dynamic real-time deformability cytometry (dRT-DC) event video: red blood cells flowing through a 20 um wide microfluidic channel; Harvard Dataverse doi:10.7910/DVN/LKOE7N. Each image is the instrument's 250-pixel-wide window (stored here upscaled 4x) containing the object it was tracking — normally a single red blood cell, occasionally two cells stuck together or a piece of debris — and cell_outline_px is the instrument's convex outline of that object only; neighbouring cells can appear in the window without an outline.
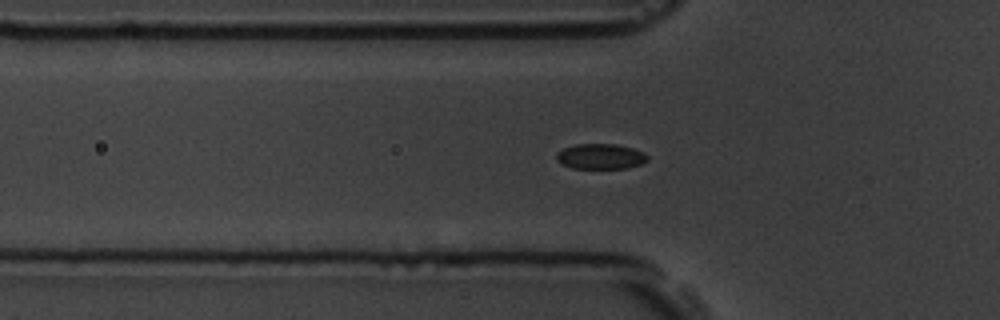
{"species": "common noctule bat (a hibernating species)", "species_latin": "Nyctalus noctula", "temperature_condition": "room temperature", "stored_images_in_passage": 59, "camera_frame_rate_fps": 3000, "um_per_image_px": 0.085, "animal": {"sex": "male", "body_mass_g": 19.5, "forearm_length_mm": 54.6}, "frame": {"image": 1, "passage_image": 19, "time_ms": 6.0, "image_size_px": [1000, 320], "cell_outline_px": [[648, 160], [640, 164], [628, 168], [572, 168], [560, 164], [556, 160], [556, 152], [564, 148], [576, 144], [616, 144], [632, 148], [644, 152], [648, 156]], "centroid_in_image_um": [51.02, 13.3], "position_along_channel_um": 74.8, "area_um2": 13.53}}
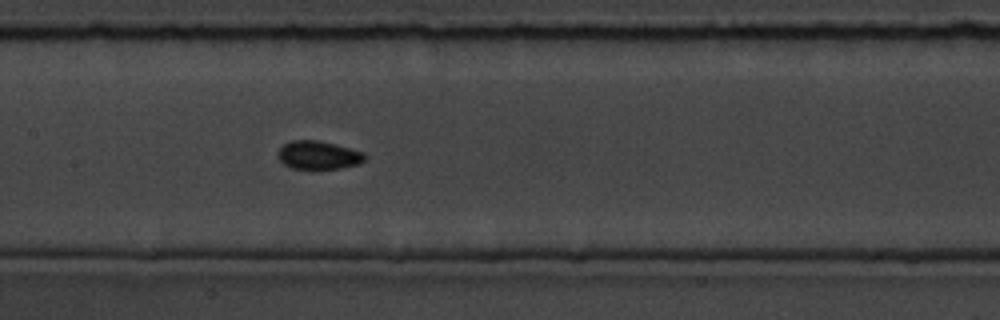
{"frame": {"image": 2, "passage_image": 28, "time_ms": 9.0, "image_size_px": [1000, 320], "cell_outline_px": [[368, 156], [360, 164], [340, 168], [292, 168], [284, 164], [276, 156], [276, 152], [284, 144], [292, 140], [320, 140], [336, 144], [364, 152]], "centroid_in_image_um": [27.08, 13.17], "position_along_channel_um": 180.3, "area_um2": 14.45}}
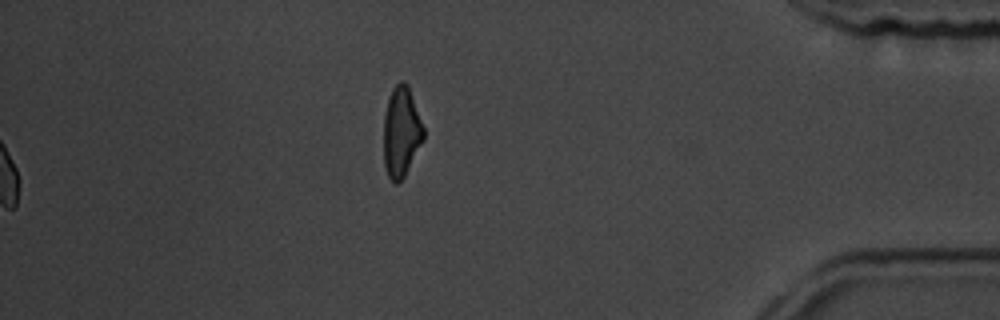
{"frame": {"image": 3, "passage_image": 59, "time_ms": 19.333, "image_size_px": [1000, 320], "cell_outline_px": [[424, 140], [404, 176], [396, 184], [388, 176], [384, 164], [384, 116], [388, 100], [392, 88], [400, 80], [404, 80], [408, 84], [424, 128]], "centroid_in_image_um": [34.11, 11.18], "position_along_channel_um": 401.1, "area_um2": 20.92}, "authors_computed_cell_mechanics": {"area_um2": 13.7564, "velocity_mm_per_s": 3.503, "shape_relaxation_time_tau1_ms": 2.2901, "shape_relaxation_time_tau2_ms": null, "deformation_change_tau1": 0.0669, "deformation_change_tau2": null}}